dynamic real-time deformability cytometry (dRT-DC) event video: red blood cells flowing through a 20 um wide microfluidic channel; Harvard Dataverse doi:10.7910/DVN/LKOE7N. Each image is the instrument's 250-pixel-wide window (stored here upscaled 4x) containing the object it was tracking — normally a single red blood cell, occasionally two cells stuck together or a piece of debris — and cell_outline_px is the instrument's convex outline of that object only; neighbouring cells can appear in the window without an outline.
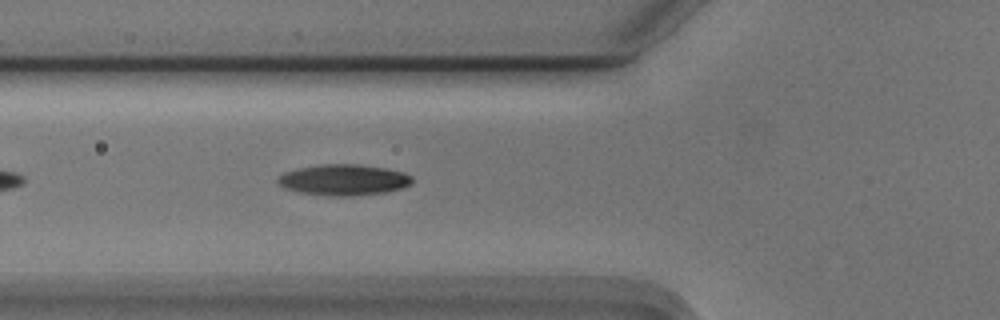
{"species": "Egyptian fruit bat (a non-hibernating species)", "species_latin": "Rousettus aegyptiacus", "temperature_condition": "cold", "stored_images_in_passage": 24, "camera_frame_rate_fps": 3000, "um_per_image_px": 0.085, "animal": {"sex": "male"}, "frame": {"image": 1, "passage_image": 4, "time_ms": 1.0, "image_size_px": [1000, 320], "cell_outline_px": [[412, 184], [404, 188], [388, 192], [352, 196], [328, 196], [300, 192], [284, 188], [276, 184], [276, 180], [284, 172], [300, 168], [320, 164], [356, 164], [384, 168], [404, 172], [412, 176]], "centroid_in_image_um": [29.22, 15.3], "position_along_channel_um": 96.6, "area_um2": 24.45}}
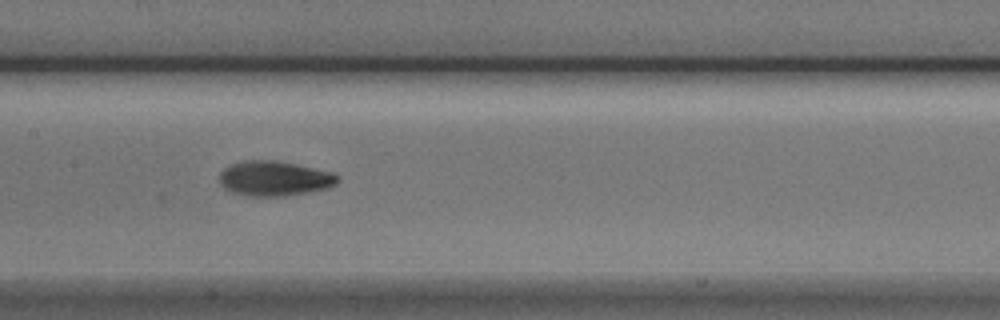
{"frame": {"image": 2, "passage_image": 11, "time_ms": 3.333, "image_size_px": [1000, 320], "cell_outline_px": [[340, 180], [336, 184], [328, 188], [308, 192], [284, 196], [248, 196], [228, 192], [220, 184], [220, 172], [224, 168], [232, 164], [244, 160], [276, 160], [312, 168], [328, 172], [340, 176]], "centroid_in_image_um": [23.28, 15.18], "position_along_channel_um": 184.1, "area_um2": 24.04}}
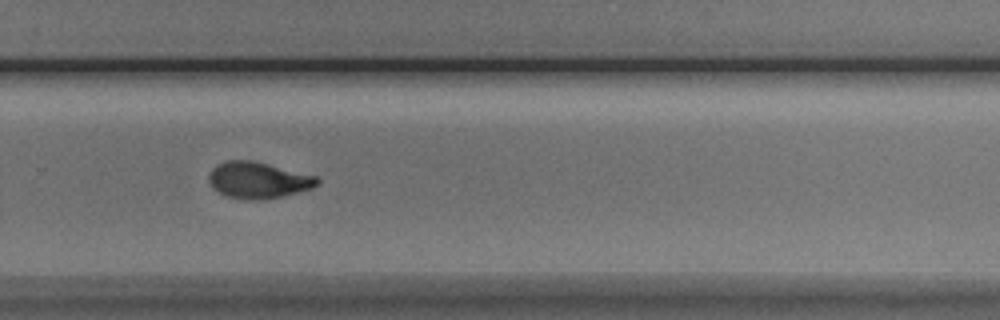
{"frame": {"image": 3, "passage_image": 21, "time_ms": 6.667, "image_size_px": [1000, 320], "cell_outline_px": [[320, 180], [312, 188], [284, 196], [264, 200], [248, 200], [224, 196], [212, 188], [208, 180], [208, 176], [212, 168], [216, 164], [224, 160], [252, 160], [316, 176]], "centroid_in_image_um": [21.89, 15.32], "position_along_channel_um": 307.9, "area_um2": 23.18}}